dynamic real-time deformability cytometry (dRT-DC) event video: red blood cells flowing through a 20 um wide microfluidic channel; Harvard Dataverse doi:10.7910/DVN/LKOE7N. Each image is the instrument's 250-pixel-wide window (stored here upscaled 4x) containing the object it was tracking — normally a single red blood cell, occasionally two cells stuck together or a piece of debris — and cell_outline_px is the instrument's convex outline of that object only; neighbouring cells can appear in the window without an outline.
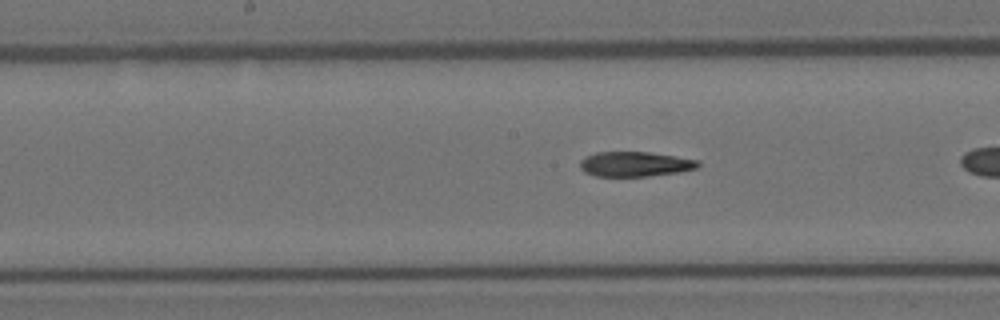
{"species": "Egyptian fruit bat (a non-hibernating species)", "species_latin": "Rousettus aegyptiacus", "temperature_condition": "room temperature", "stored_images_in_passage": 27, "camera_frame_rate_fps": 3000, "um_per_image_px": 0.085, "animal": {"sex": "female"}, "frame": {"image": 1, "passage_image": 12, "time_ms": 3.667, "image_size_px": [1000, 320], "cell_outline_px": [[700, 164], [696, 168], [680, 172], [648, 176], [596, 176], [584, 172], [580, 168], [580, 160], [584, 156], [596, 152], [648, 152], [676, 156], [700, 160]], "centroid_in_image_um": [53.96, 13.94], "position_along_channel_um": 194.2, "area_um2": 17.22}}